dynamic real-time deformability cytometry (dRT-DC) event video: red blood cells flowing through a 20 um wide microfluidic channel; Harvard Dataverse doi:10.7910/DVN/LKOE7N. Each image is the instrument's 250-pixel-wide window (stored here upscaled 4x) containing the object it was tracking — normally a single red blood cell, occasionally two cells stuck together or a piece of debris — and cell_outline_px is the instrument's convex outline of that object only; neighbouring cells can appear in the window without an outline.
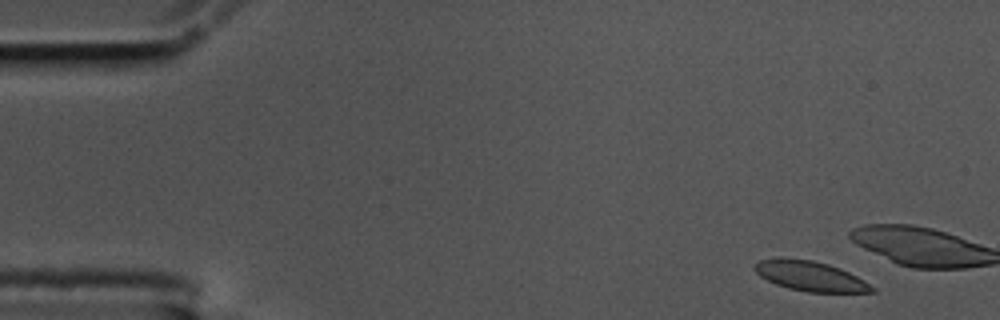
{"species": "common noctule bat (a hibernating species)", "species_latin": "Nyctalus noctula", "temperature_condition": "cold", "stored_images_in_passage": 15, "camera_frame_rate_fps": 3000, "um_per_image_px": 0.085, "animal": {"sex": "male", "body_mass_g": 17.5, "forearm_length_mm": 52.3}, "frame": {"image": 1, "passage_image": 3, "time_ms": 0.667, "image_size_px": [1000, 320], "cell_outline_px": [[876, 292], [808, 292], [788, 288], [776, 284], [760, 276], [752, 268], [760, 260], [780, 256], [812, 260], [828, 264], [840, 268], [864, 280], [876, 288]], "centroid_in_image_um": [68.86, 23.45], "position_along_channel_um": 16.1, "area_um2": 20.58}}